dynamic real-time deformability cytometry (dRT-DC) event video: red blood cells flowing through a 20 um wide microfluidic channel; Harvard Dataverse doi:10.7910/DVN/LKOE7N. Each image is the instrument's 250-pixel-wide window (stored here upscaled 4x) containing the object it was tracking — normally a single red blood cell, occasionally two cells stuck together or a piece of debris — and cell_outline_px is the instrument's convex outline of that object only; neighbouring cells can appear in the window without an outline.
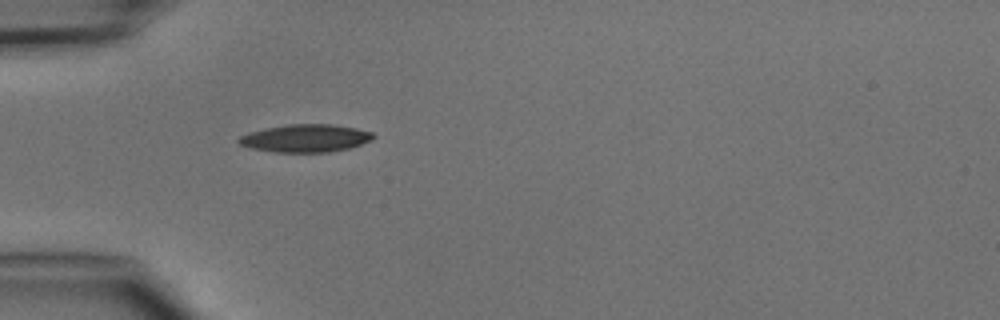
{"species": "common noctule bat (a hibernating species)", "species_latin": "Nyctalus noctula", "temperature_condition": "cold", "stored_images_in_passage": 1, "camera_frame_rate_fps": 3000, "um_per_image_px": 0.085, "animal": {"sex": "male", "body_mass_g": 15.6}, "frame": {"image": 1, "passage_image": 1, "time_ms": 0.0, "image_size_px": [1000, 320], "cell_outline_px": [[376, 136], [372, 140], [348, 148], [328, 152], [276, 152], [252, 148], [240, 144], [236, 140], [240, 136], [248, 132], [264, 128], [288, 124], [332, 124], [356, 128], [372, 132]], "centroid_in_image_um": [25.96, 11.74], "position_along_channel_um": 59.0, "area_um2": 21.73}}